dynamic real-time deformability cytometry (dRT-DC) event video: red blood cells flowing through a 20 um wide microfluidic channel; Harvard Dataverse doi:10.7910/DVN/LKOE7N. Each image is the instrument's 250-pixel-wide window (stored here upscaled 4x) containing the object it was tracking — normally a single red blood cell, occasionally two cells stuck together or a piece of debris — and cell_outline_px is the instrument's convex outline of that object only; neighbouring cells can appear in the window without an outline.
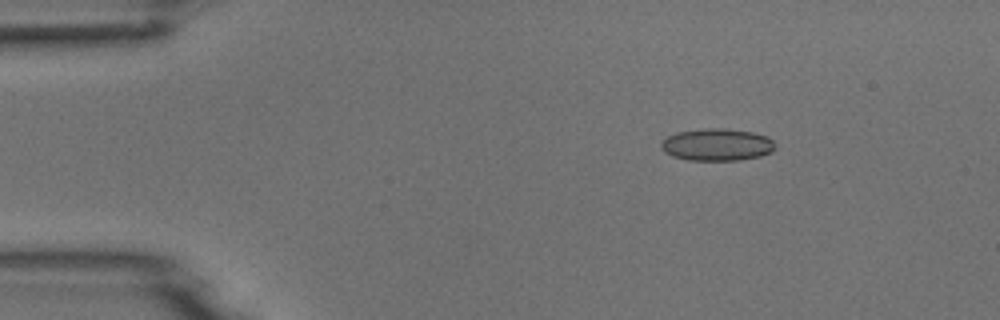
{"species": "common noctule bat (a hibernating species)", "species_latin": "Nyctalus noctula", "temperature_condition": "room temperature", "stored_images_in_passage": 3, "camera_frame_rate_fps": 3000, "um_per_image_px": 0.085, "animal": {"sex": "male", "body_mass_g": 18.8}, "frame": {"image": 1, "passage_image": 1, "time_ms": 0.0, "image_size_px": [1000, 320], "cell_outline_px": [[776, 148], [772, 152], [760, 156], [740, 160], [688, 160], [672, 156], [664, 152], [660, 148], [660, 144], [668, 136], [676, 132], [704, 128], [724, 128], [752, 132], [768, 136], [772, 140]], "centroid_in_image_um": [60.94, 12.29], "position_along_channel_um": 24.1, "area_um2": 21.56}}